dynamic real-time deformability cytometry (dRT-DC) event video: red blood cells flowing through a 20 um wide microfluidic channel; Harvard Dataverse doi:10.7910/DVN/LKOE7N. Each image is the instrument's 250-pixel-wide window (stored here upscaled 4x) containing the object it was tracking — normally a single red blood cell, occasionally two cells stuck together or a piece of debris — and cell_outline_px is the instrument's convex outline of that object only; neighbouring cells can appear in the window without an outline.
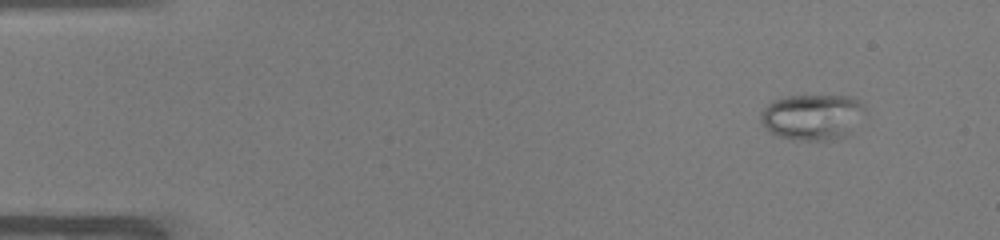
{"species": "common noctule bat (a hibernating species)", "species_latin": "Nyctalus noctula", "temperature_condition": "warm", "stored_images_in_passage": 50, "camera_frame_rate_fps": 3000, "um_per_image_px": 0.085, "animal": {"sex": "male", "body_mass_g": 19.0, "forearm_length_mm": 50.8}, "frame": {"image": 1, "passage_image": 4, "time_ms": 1.0, "image_size_px": [1000, 240], "cell_outline_px": [[864, 108], [848, 132], [844, 136], [828, 140], [800, 140], [780, 136], [768, 132], [760, 120], [760, 116], [764, 108], [772, 100], [784, 96], [852, 96], [860, 100], [864, 104]], "centroid_in_image_um": [68.97, 9.92], "position_along_channel_um": 16.0, "area_um2": 27.34}}
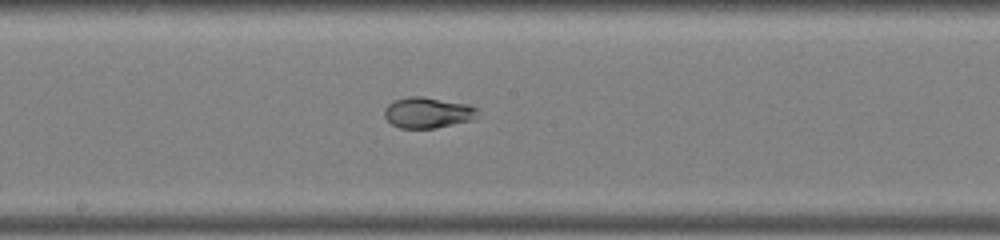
{"frame": {"image": 2, "passage_image": 27, "time_ms": 8.667, "image_size_px": [1000, 240], "cell_outline_px": [[480, 116], [472, 120], [436, 128], [400, 128], [392, 124], [384, 116], [384, 108], [388, 104], [396, 100], [408, 96], [420, 96], [468, 104], [476, 108]], "centroid_in_image_um": [36.37, 9.58], "position_along_channel_um": 211.8, "area_um2": 16.76}}
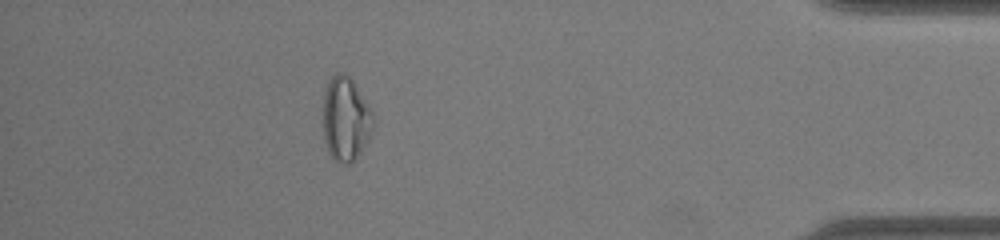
{"frame": {"image": 3, "passage_image": 45, "time_ms": 14.667, "image_size_px": [1000, 240], "cell_outline_px": [[372, 128], [368, 140], [356, 156], [348, 164], [340, 164], [332, 160], [328, 152], [324, 140], [324, 92], [328, 80], [336, 72], [344, 72], [352, 80], [368, 104], [372, 112]], "centroid_in_image_um": [29.35, 10.11], "position_along_channel_um": 405.8, "area_um2": 24.33}, "authors_computed_cell_mechanics": {"area_um2": 21.9929, "velocity_mm_per_s": 3.9773, "shape_relaxation_time_tau1_ms": 7.992, "shape_relaxation_time_tau2_ms": null, "deformation_change_tau1": 0.2446, "deformation_change_tau2": null}}